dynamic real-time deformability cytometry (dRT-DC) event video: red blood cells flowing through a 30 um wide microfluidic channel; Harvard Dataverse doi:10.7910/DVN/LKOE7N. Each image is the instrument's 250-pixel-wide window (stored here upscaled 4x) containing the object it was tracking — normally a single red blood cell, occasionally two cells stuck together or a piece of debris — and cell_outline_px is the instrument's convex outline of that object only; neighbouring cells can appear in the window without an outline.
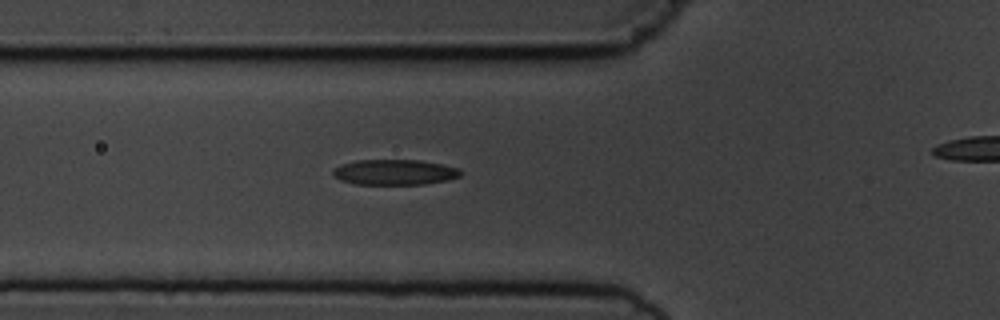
{"species": "common noctule bat (a hibernating species)", "species_latin": "Nyctalus noctula", "temperature_condition": "cold", "stored_images_in_passage": 7, "camera_frame_rate_fps": 3000, "um_per_image_px": 0.085, "animal": {"sex": "male", "body_mass_g": 19.5, "forearm_length_mm": 54.6}, "frame": {"image": 1, "passage_image": 6, "time_ms": 5.667, "image_size_px": [1000, 320], "cell_outline_px": [[464, 172], [460, 176], [448, 180], [424, 184], [356, 184], [340, 180], [332, 176], [332, 172], [340, 164], [356, 160], [420, 160], [440, 164], [456, 168]], "centroid_in_image_um": [33.52, 14.64], "position_along_channel_um": 92.3, "area_um2": 18.9}}